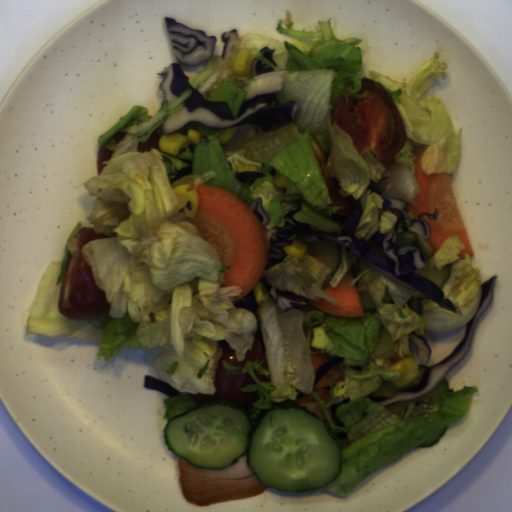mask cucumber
Wrapping results in <instances>:
<instances>
[{
    "label": "cucumber",
    "mask_w": 512,
    "mask_h": 512,
    "mask_svg": "<svg viewBox=\"0 0 512 512\" xmlns=\"http://www.w3.org/2000/svg\"><path fill=\"white\" fill-rule=\"evenodd\" d=\"M418 368H419V376L416 377L415 379H413L412 381H410L405 386L398 387V386L393 385L392 381L383 380L382 383L380 384V386L378 387V389L375 390L374 392H372L371 394H369V396L390 398V397L396 396L399 392H401L402 390H404L410 386H417L418 383L423 378L425 371L429 367H426L423 364H418Z\"/></svg>",
    "instance_id": "734fbe4a"
},
{
    "label": "cucumber",
    "mask_w": 512,
    "mask_h": 512,
    "mask_svg": "<svg viewBox=\"0 0 512 512\" xmlns=\"http://www.w3.org/2000/svg\"><path fill=\"white\" fill-rule=\"evenodd\" d=\"M357 293L359 295L363 311L377 309L376 301L368 291H360Z\"/></svg>",
    "instance_id": "9523449b"
},
{
    "label": "cucumber",
    "mask_w": 512,
    "mask_h": 512,
    "mask_svg": "<svg viewBox=\"0 0 512 512\" xmlns=\"http://www.w3.org/2000/svg\"><path fill=\"white\" fill-rule=\"evenodd\" d=\"M339 244L340 243L330 238L307 244V254L325 263L331 269L327 278L323 280L320 289L327 286L340 266L341 257Z\"/></svg>",
    "instance_id": "888e309b"
},
{
    "label": "cucumber",
    "mask_w": 512,
    "mask_h": 512,
    "mask_svg": "<svg viewBox=\"0 0 512 512\" xmlns=\"http://www.w3.org/2000/svg\"><path fill=\"white\" fill-rule=\"evenodd\" d=\"M447 392H451V389L443 377L430 392L423 396L408 403L390 405L385 408L398 418L406 420L431 415L440 412L442 394Z\"/></svg>",
    "instance_id": "586b57bf"
},
{
    "label": "cucumber",
    "mask_w": 512,
    "mask_h": 512,
    "mask_svg": "<svg viewBox=\"0 0 512 512\" xmlns=\"http://www.w3.org/2000/svg\"><path fill=\"white\" fill-rule=\"evenodd\" d=\"M171 452L195 467L222 469L245 453L261 483L281 492L321 488L342 469L338 443L305 404L273 403L252 421L243 407L213 400L169 419Z\"/></svg>",
    "instance_id": "8b760119"
},
{
    "label": "cucumber",
    "mask_w": 512,
    "mask_h": 512,
    "mask_svg": "<svg viewBox=\"0 0 512 512\" xmlns=\"http://www.w3.org/2000/svg\"><path fill=\"white\" fill-rule=\"evenodd\" d=\"M432 257L425 256V266L423 269H418L415 271L417 274L422 275L431 281H433L435 284H437L441 290L448 282L451 274H452V266L453 263L444 265L441 270H438L436 265H433V267H430V260Z\"/></svg>",
    "instance_id": "2a18db57"
},
{
    "label": "cucumber",
    "mask_w": 512,
    "mask_h": 512,
    "mask_svg": "<svg viewBox=\"0 0 512 512\" xmlns=\"http://www.w3.org/2000/svg\"><path fill=\"white\" fill-rule=\"evenodd\" d=\"M448 426L444 427L443 429L435 432L434 434H432L428 439H426L425 441L421 442L420 446H424V447H431L432 445H434L438 440L439 438L444 434V432L446 431V428Z\"/></svg>",
    "instance_id": "570f5f39"
},
{
    "label": "cucumber",
    "mask_w": 512,
    "mask_h": 512,
    "mask_svg": "<svg viewBox=\"0 0 512 512\" xmlns=\"http://www.w3.org/2000/svg\"><path fill=\"white\" fill-rule=\"evenodd\" d=\"M415 299H425V298H430L429 296H427L425 293H423L422 291H415L413 296Z\"/></svg>",
    "instance_id": "eb4e599e"
}]
</instances>
